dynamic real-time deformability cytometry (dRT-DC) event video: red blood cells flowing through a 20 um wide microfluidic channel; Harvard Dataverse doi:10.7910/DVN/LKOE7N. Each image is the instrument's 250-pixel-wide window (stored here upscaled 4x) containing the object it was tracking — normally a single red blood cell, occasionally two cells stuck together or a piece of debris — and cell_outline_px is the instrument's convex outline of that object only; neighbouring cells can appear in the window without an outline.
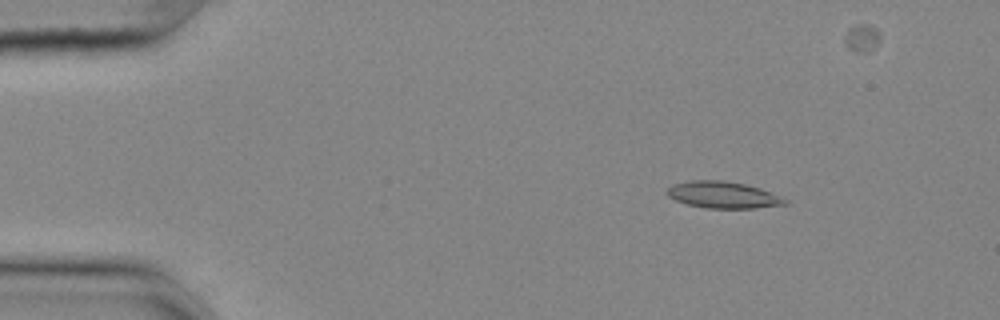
{"species": "common noctule bat (a hibernating species)", "species_latin": "Nyctalus noctula", "temperature_condition": "cold", "stored_images_in_passage": 50, "camera_frame_rate_fps": 3000, "um_per_image_px": 0.085, "animal": {"sex": "female", "body_mass_g": 25.1}, "frame": {"image": 1, "passage_image": 1, "time_ms": 0.0, "image_size_px": [1000, 320], "cell_outline_px": [[788, 204], [756, 208], [704, 208], [688, 204], [676, 200], [668, 196], [668, 188], [672, 184], [692, 180], [720, 180], [744, 184], [760, 188], [780, 196], [788, 200]], "centroid_in_image_um": [61.47, 16.57], "position_along_channel_um": 23.5, "area_um2": 18.21}}
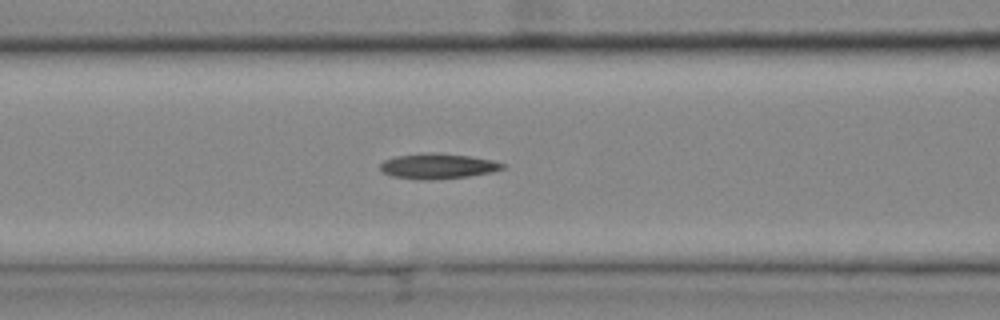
{"frame": {"image": 2, "passage_image": 16, "time_ms": 5.0, "image_size_px": [1000, 320], "cell_outline_px": [[504, 168], [492, 172], [468, 176], [432, 180], [420, 180], [392, 176], [384, 172], [380, 168], [380, 164], [384, 160], [396, 156], [432, 152], [436, 152], [468, 156], [492, 160], [504, 164]], "centroid_in_image_um": [37.2, 14.12], "position_along_channel_um": 129.4, "area_um2": 17.92}}
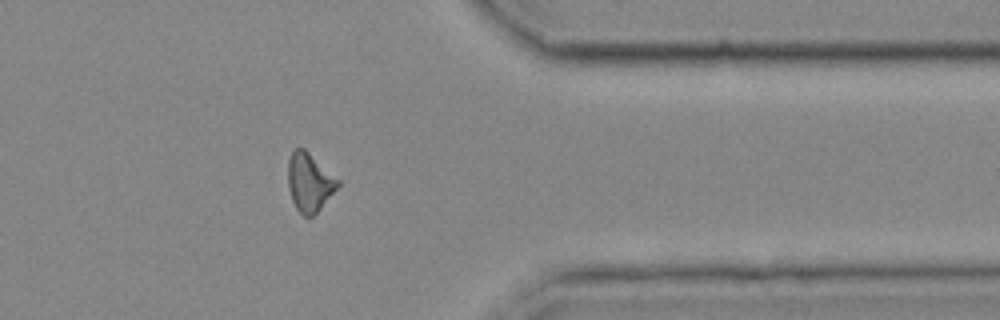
{"frame": {"image": 3, "passage_image": 38, "time_ms": 12.333, "image_size_px": [1000, 320], "cell_outline_px": [[340, 184], [320, 208], [312, 216], [304, 216], [296, 208], [292, 200], [288, 188], [288, 160], [292, 152], [296, 148], [304, 148], [340, 180]], "centroid_in_image_um": [26.29, 15.48], "position_along_channel_um": 385.1, "area_um2": 16.76}}